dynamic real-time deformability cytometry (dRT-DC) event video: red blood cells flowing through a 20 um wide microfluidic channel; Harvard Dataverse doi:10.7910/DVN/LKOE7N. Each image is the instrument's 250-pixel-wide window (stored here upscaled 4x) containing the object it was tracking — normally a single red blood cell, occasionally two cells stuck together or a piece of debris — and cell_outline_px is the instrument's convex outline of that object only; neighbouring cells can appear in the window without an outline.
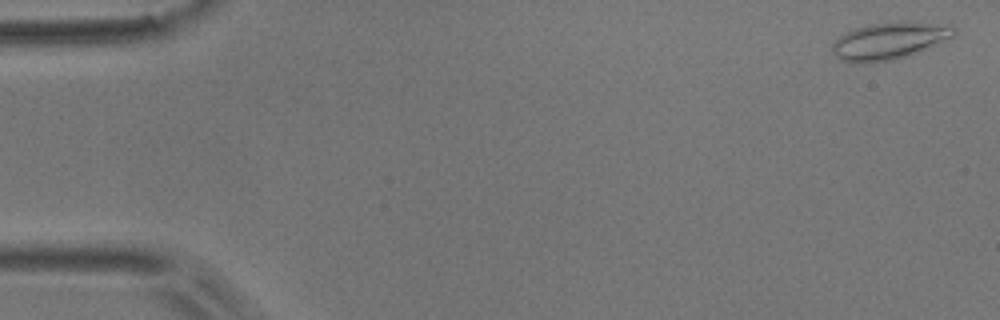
{"species": "common noctule bat (a hibernating species)", "species_latin": "Nyctalus noctula", "temperature_condition": "room temperature", "stored_images_in_passage": 5, "camera_frame_rate_fps": 3000, "um_per_image_px": 0.085, "animal": {"sex": "male", "body_mass_g": 17.9}, "frame": {"image": 1, "passage_image": 1, "time_ms": 0.0, "image_size_px": [1000, 320], "cell_outline_px": [[956, 32], [952, 36], [920, 52], [908, 56], [892, 60], [864, 64], [856, 64], [840, 60], [832, 52], [832, 44], [840, 36], [856, 28], [868, 24], [900, 20], [912, 20], [952, 24], [956, 28]], "centroid_in_image_um": [75.63, 3.45], "position_along_channel_um": 9.4, "area_um2": 26.99}}